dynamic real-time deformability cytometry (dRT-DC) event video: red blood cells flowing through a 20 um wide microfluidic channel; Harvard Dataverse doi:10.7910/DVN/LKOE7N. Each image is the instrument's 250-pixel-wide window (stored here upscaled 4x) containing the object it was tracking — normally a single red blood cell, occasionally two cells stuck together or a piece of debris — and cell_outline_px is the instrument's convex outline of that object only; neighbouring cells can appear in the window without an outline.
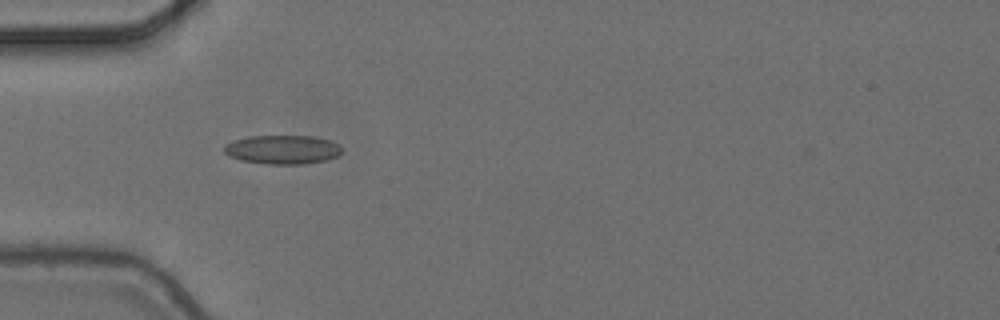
{"species": "common noctule bat (a hibernating species)", "species_latin": "Nyctalus noctula", "temperature_condition": "cold", "stored_images_in_passage": 1, "camera_frame_rate_fps": 3000, "um_per_image_px": 0.085, "animal": {"sex": "female", "body_mass_g": 24.6, "forearm_length_mm": 56.2}, "frame": {"image": 1, "passage_image": 1, "time_ms": 0.0, "image_size_px": [1000, 320], "cell_outline_px": [[344, 152], [340, 156], [324, 160], [304, 164], [268, 164], [240, 160], [228, 156], [224, 152], [224, 144], [232, 140], [248, 136], [312, 136], [332, 140], [340, 144], [344, 148]], "centroid_in_image_um": [24.06, 12.71], "position_along_channel_um": 60.9, "area_um2": 20.29}}